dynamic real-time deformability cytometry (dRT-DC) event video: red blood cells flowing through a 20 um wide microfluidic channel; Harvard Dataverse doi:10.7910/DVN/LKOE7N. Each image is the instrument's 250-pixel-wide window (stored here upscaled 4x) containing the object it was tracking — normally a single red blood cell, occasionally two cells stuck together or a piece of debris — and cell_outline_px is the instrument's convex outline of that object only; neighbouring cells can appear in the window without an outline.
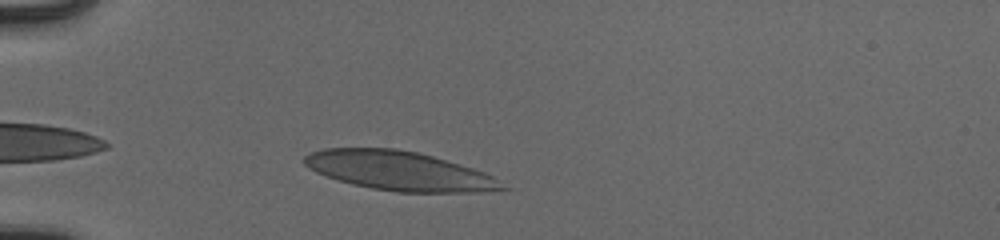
{"species": "human", "species_latin": "Homo sapiens", "temperature_condition": "cold", "stored_images_in_passage": 36, "camera_frame_rate_fps": 3000, "um_per_image_px": 0.085, "donor": {"sex": "male"}, "frame": {"image": 1, "passage_image": 3, "time_ms": 0.667, "image_size_px": [1000, 240], "cell_outline_px": [[512, 188], [480, 192], [396, 192], [372, 188], [352, 184], [316, 172], [308, 168], [304, 164], [304, 156], [312, 152], [324, 148], [396, 148], [416, 152], [432, 156], [472, 168], [484, 172], [492, 176]], "centroid_in_image_um": [33.95, 14.52], "position_along_channel_um": 51.0, "area_um2": 44.91}}
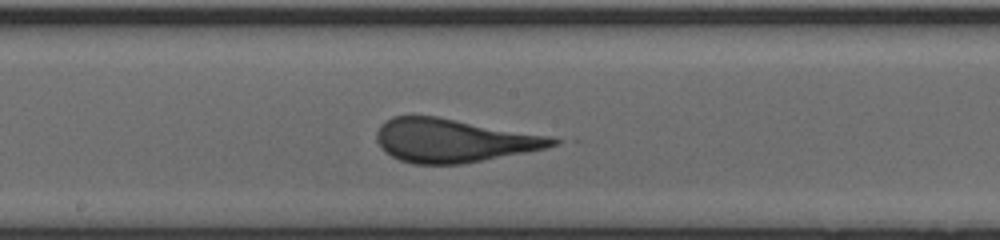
{"frame": {"image": 2, "passage_image": 17, "time_ms": 5.333, "image_size_px": [1000, 240], "cell_outline_px": [[560, 144], [544, 148], [524, 152], [460, 164], [412, 164], [400, 160], [384, 152], [380, 148], [376, 140], [376, 132], [380, 124], [384, 120], [392, 116], [436, 116], [552, 136], [560, 140]], "centroid_in_image_um": [38.5, 11.93], "position_along_channel_um": 209.7, "area_um2": 44.56}}
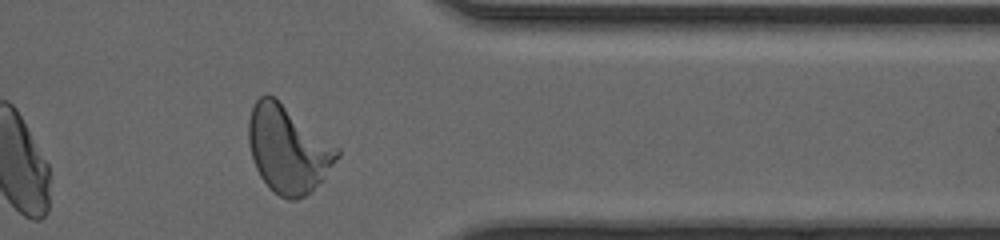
{"frame": {"image": 3, "passage_image": 31, "time_ms": 10.0, "image_size_px": [1000, 240], "cell_outline_px": [[340, 156], [324, 180], [304, 196], [296, 200], [288, 200], [280, 196], [268, 188], [260, 176], [256, 168], [252, 156], [248, 140], [248, 120], [252, 108], [256, 100], [260, 96], [272, 96], [340, 148]], "centroid_in_image_um": [24.5, 12.72], "position_along_channel_um": 386.9, "area_um2": 44.74}, "authors_computed_cell_mechanics": {"area_um2": 44.2748, "velocity_mm_per_s": 3.942, "shape_relaxation_time_tau1_ms": 6.1294, "shape_relaxation_time_tau2_ms": null, "deformation_change_tau1": 0.2197, "deformation_change_tau2": null}}